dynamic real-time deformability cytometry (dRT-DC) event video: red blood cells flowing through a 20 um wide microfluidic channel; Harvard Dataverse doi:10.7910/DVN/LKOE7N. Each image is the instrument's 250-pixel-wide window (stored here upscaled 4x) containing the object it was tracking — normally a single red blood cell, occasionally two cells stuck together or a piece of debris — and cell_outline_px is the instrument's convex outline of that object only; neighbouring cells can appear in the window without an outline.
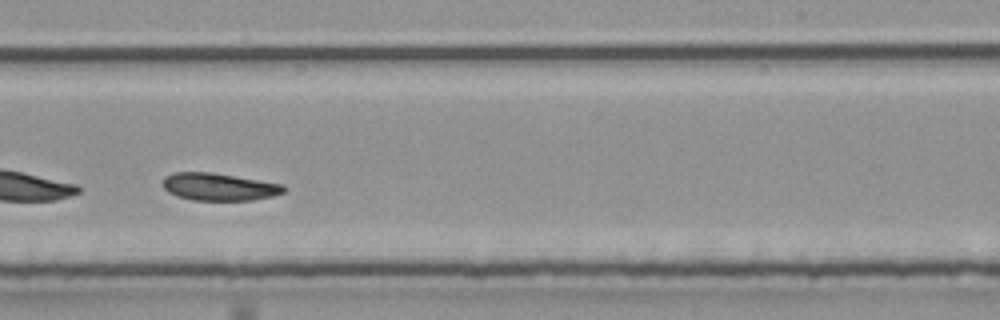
{"species": "common noctule bat (a hibernating species)", "species_latin": "Nyctalus noctula", "temperature_condition": "room temperature", "stored_images_in_passage": 36, "camera_frame_rate_fps": 3000, "um_per_image_px": 0.085, "animal": {"sex": "male", "body_mass_g": 20.4}, "frame": {"image": 1, "passage_image": 16, "time_ms": 5.0, "image_size_px": [1000, 320], "cell_outline_px": [[288, 188], [284, 192], [272, 196], [252, 200], [192, 200], [176, 196], [168, 192], [164, 188], [164, 176], [172, 172], [212, 172], [284, 184]], "centroid_in_image_um": [18.63, 15.87], "position_along_channel_um": 270.4, "area_um2": 19.48}}